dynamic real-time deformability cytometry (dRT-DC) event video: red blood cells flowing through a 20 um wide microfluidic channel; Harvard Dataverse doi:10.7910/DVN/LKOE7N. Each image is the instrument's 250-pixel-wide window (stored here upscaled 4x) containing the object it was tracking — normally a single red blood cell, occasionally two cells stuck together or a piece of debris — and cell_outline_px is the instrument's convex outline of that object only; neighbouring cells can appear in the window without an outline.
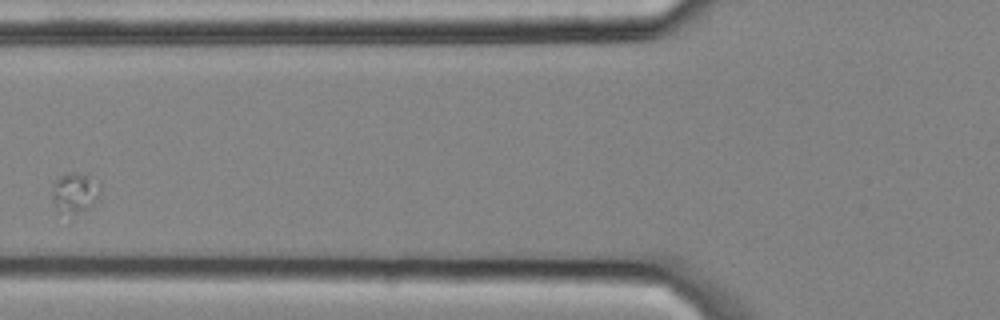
{"species": "common noctule bat (a hibernating species)", "species_latin": "Nyctalus noctula", "temperature_condition": "cold", "stored_images_in_passage": 2, "camera_frame_rate_fps": 3000, "um_per_image_px": 0.085, "animal": {"sex": "male", "body_mass_g": 20.4}, "frame": {"image": 1, "passage_image": 2, "time_ms": 0.333, "image_size_px": [1000, 320], "cell_outline_px": [[100, 196], [88, 208], [76, 212], [56, 212], [52, 204], [52, 184], [60, 176], [76, 172], [100, 180]], "centroid_in_image_um": [6.35, 16.36], "position_along_channel_um": 119.4, "area_um2": 11.33}}